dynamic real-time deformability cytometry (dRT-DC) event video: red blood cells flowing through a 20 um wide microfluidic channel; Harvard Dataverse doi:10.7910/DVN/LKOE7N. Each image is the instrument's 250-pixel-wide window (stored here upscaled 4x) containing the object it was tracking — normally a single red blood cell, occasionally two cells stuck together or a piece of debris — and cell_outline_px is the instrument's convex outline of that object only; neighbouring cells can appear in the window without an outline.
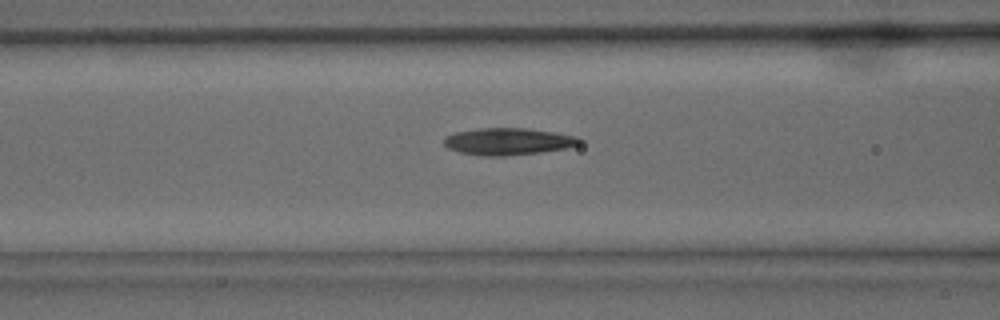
{"species": "common noctule bat (a hibernating species)", "species_latin": "Nyctalus noctula", "temperature_condition": "warm", "stored_images_in_passage": 14, "camera_frame_rate_fps": 3000, "um_per_image_px": 0.085, "animal": {"sex": "male", "body_mass_g": 15.6}, "frame": {"image": 1, "passage_image": 12, "time_ms": 3.667, "image_size_px": [1000, 320], "cell_outline_px": [[580, 144], [564, 148], [540, 152], [504, 156], [480, 156], [460, 152], [448, 148], [444, 144], [444, 136], [456, 132], [480, 128], [528, 128], [556, 132], [576, 136], [580, 140]], "centroid_in_image_um": [43.16, 12.02], "position_along_channel_um": 123.4, "area_um2": 21.27}}